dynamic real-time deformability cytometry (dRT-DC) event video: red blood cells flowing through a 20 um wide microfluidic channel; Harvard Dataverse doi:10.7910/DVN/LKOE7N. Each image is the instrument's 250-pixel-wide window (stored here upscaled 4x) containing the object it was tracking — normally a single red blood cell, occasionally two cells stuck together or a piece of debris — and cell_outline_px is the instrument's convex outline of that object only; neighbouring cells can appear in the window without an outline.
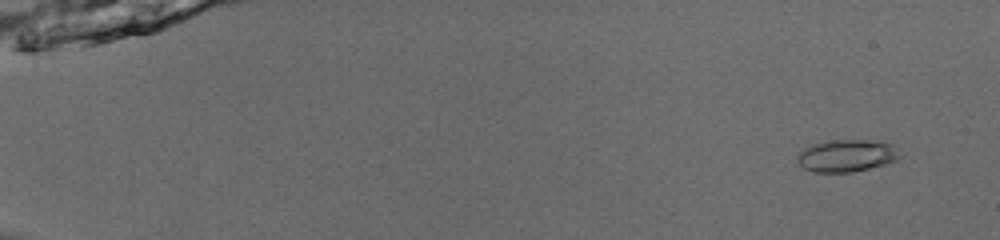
{"species": "common noctule bat (a hibernating species)", "species_latin": "Nyctalus noctula", "temperature_condition": "room temperature", "stored_images_in_passage": 54, "camera_frame_rate_fps": 3000, "um_per_image_px": 0.085, "animal": {"sex": "male", "body_mass_g": 13.0, "forearm_length_mm": 53.1}, "frame": {"image": 1, "passage_image": 5, "time_ms": 1.333, "image_size_px": [1000, 240], "cell_outline_px": [[904, 156], [896, 160], [884, 164], [852, 172], [812, 172], [804, 168], [796, 160], [796, 156], [804, 148], [812, 144], [828, 140], [876, 140], [892, 144]], "centroid_in_image_um": [71.98, 13.22], "position_along_channel_um": 13.0, "area_um2": 19.42}}
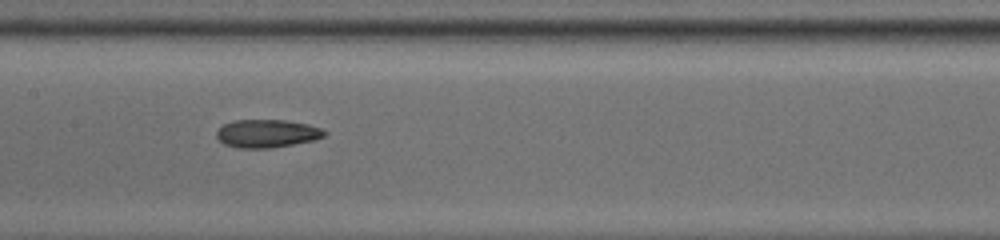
{"frame": {"image": 2, "passage_image": 30, "time_ms": 9.667, "image_size_px": [1000, 240], "cell_outline_px": [[328, 132], [324, 136], [312, 140], [272, 148], [236, 148], [224, 144], [216, 136], [216, 132], [224, 124], [232, 120], [284, 120], [308, 124], [320, 128]], "centroid_in_image_um": [22.67, 11.35], "position_along_channel_um": 184.7, "area_um2": 17.57}}
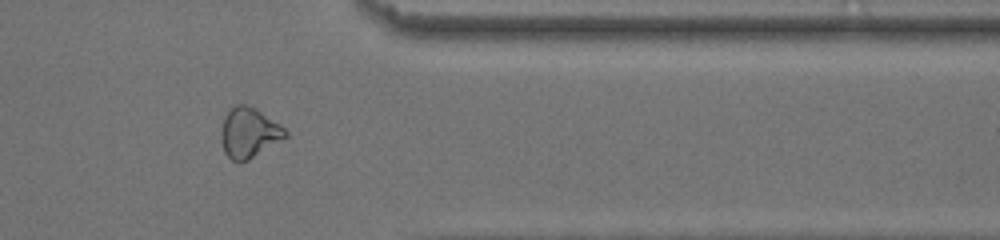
{"frame": {"image": 3, "passage_image": 46, "time_ms": 15.0, "image_size_px": [1000, 240], "cell_outline_px": [[288, 136], [248, 160], [232, 160], [224, 152], [220, 140], [220, 132], [224, 116], [236, 104], [244, 104], [256, 108], [280, 124], [288, 132]], "centroid_in_image_um": [21.15, 11.26], "position_along_channel_um": 390.2, "area_um2": 18.67}, "authors_computed_cell_mechanics": {"area_um2": 18.3226, "velocity_mm_per_s": 3.9607, "shape_relaxation_time_tau1_ms": null, "shape_relaxation_time_tau2_ms": 2.6374, "deformation_change_tau1": null, "deformation_change_tau2": 0.0993}}